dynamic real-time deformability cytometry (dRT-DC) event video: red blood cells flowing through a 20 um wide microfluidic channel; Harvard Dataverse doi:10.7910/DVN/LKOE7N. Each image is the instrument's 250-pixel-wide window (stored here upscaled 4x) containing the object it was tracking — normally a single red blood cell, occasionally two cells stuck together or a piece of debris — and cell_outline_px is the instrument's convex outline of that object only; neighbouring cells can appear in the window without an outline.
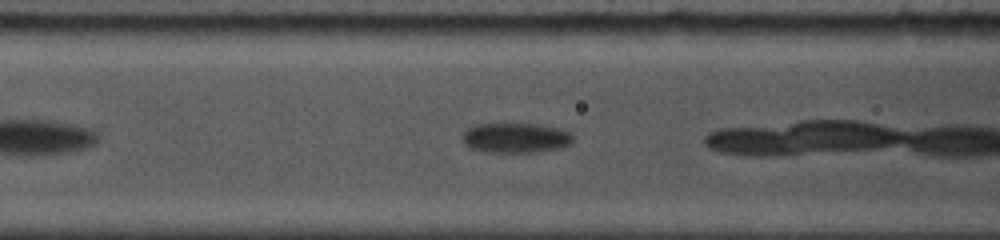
{"species": "common noctule bat (a hibernating species)", "species_latin": "Nyctalus noctula", "temperature_condition": "cold", "stored_images_in_passage": 14, "camera_frame_rate_fps": 5000, "um_per_image_px": 0.085, "animal": {"sex": "female", "body_mass_g": 19.0, "forearm_length_mm": 53.3}, "frame": {"image": 1, "passage_image": 7, "time_ms": 1.4, "image_size_px": [1000, 240], "cell_outline_px": [[572, 140], [568, 144], [560, 148], [540, 152], [484, 152], [468, 148], [464, 144], [464, 132], [468, 128], [476, 124], [512, 120], [540, 124], [556, 128], [568, 132], [572, 136]], "centroid_in_image_um": [43.77, 11.67], "position_along_channel_um": 122.8, "area_um2": 20.11}}